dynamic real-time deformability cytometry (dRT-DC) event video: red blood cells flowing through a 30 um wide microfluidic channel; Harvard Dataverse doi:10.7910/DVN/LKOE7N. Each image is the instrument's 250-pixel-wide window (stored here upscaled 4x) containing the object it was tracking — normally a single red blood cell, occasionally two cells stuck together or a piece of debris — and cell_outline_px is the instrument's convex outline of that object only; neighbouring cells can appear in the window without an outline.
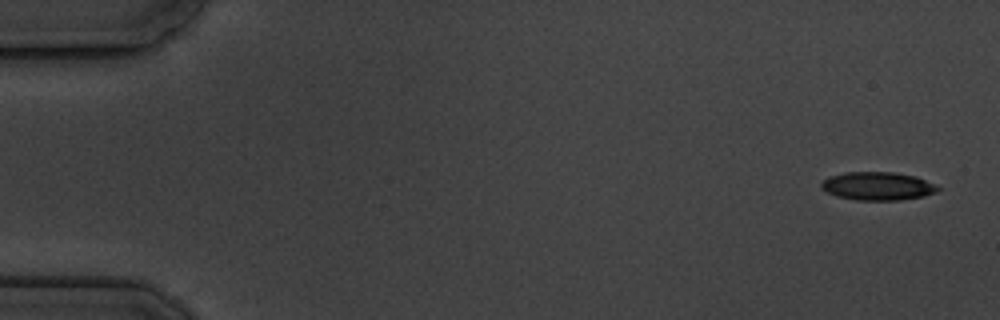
{"species": "common noctule bat (a hibernating species)", "species_latin": "Nyctalus noctula", "temperature_condition": "cold", "stored_images_in_passage": 6, "camera_frame_rate_fps": 3000, "um_per_image_px": 0.085, "animal": {"sex": "male", "body_mass_g": 19.5, "forearm_length_mm": 54.6}, "frame": {"image": 1, "passage_image": 1, "time_ms": 0.0, "image_size_px": [1000, 320], "cell_outline_px": [[944, 188], [936, 192], [924, 196], [900, 200], [856, 200], [836, 196], [820, 188], [820, 184], [828, 176], [844, 172], [892, 172], [916, 176], [936, 184]], "centroid_in_image_um": [74.63, 15.81], "position_along_channel_um": 10.4, "area_um2": 19.42}}